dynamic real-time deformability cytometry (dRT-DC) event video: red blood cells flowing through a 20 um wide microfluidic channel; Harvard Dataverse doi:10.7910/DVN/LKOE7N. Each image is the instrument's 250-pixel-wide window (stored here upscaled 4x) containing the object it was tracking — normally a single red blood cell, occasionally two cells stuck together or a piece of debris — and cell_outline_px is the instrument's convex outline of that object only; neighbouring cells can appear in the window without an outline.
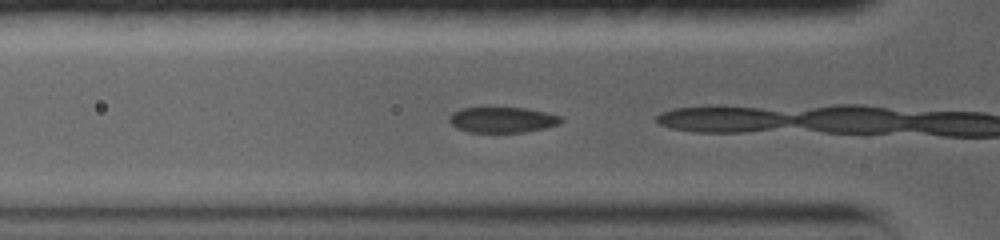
{"species": "common noctule bat (a hibernating species)", "species_latin": "Nyctalus noctula", "temperature_condition": "warm", "stored_images_in_passage": 8, "camera_frame_rate_fps": 5000, "um_per_image_px": 0.085, "animal": {"sex": "female", "body_mass_g": 19.0, "forearm_length_mm": 56.7}, "frame": {"image": 1, "passage_image": 3, "time_ms": 0.8, "image_size_px": [1000, 240], "cell_outline_px": [[564, 120], [560, 124], [544, 128], [524, 132], [468, 132], [456, 128], [448, 120], [448, 116], [452, 112], [460, 108], [524, 108], [544, 112], [560, 116]], "centroid_in_image_um": [42.67, 10.19], "position_along_channel_um": 83.1, "area_um2": 16.65}}
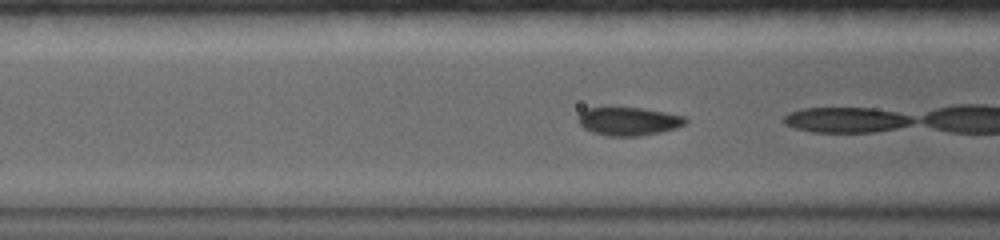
{"frame": {"image": 2, "passage_image": 6, "time_ms": 1.6, "image_size_px": [1000, 240], "cell_outline_px": [[688, 120], [684, 124], [676, 128], [660, 132], [640, 136], [608, 136], [592, 132], [584, 128], [576, 120], [580, 112], [584, 108], [640, 108], [664, 112], [684, 116]], "centroid_in_image_um": [53.39, 10.31], "position_along_channel_um": 113.2, "area_um2": 17.63}}